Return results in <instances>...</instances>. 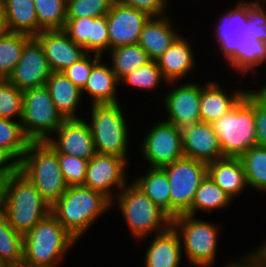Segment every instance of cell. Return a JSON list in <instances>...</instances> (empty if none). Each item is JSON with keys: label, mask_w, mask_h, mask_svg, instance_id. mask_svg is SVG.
<instances>
[{"label": "cell", "mask_w": 266, "mask_h": 267, "mask_svg": "<svg viewBox=\"0 0 266 267\" xmlns=\"http://www.w3.org/2000/svg\"><path fill=\"white\" fill-rule=\"evenodd\" d=\"M119 3L133 7L139 11L145 12L150 17L165 15L167 9V0H116Z\"/></svg>", "instance_id": "obj_44"}, {"label": "cell", "mask_w": 266, "mask_h": 267, "mask_svg": "<svg viewBox=\"0 0 266 267\" xmlns=\"http://www.w3.org/2000/svg\"><path fill=\"white\" fill-rule=\"evenodd\" d=\"M249 188L266 192V147L255 145L239 157Z\"/></svg>", "instance_id": "obj_34"}, {"label": "cell", "mask_w": 266, "mask_h": 267, "mask_svg": "<svg viewBox=\"0 0 266 267\" xmlns=\"http://www.w3.org/2000/svg\"><path fill=\"white\" fill-rule=\"evenodd\" d=\"M23 112V91L7 79H0V118L20 121Z\"/></svg>", "instance_id": "obj_39"}, {"label": "cell", "mask_w": 266, "mask_h": 267, "mask_svg": "<svg viewBox=\"0 0 266 267\" xmlns=\"http://www.w3.org/2000/svg\"><path fill=\"white\" fill-rule=\"evenodd\" d=\"M254 118L257 145L266 147V98L259 91H254Z\"/></svg>", "instance_id": "obj_43"}, {"label": "cell", "mask_w": 266, "mask_h": 267, "mask_svg": "<svg viewBox=\"0 0 266 267\" xmlns=\"http://www.w3.org/2000/svg\"><path fill=\"white\" fill-rule=\"evenodd\" d=\"M127 162L123 157L96 153L88 162L84 186L103 193L111 200L113 206V190L118 188L119 192V189L127 184Z\"/></svg>", "instance_id": "obj_13"}, {"label": "cell", "mask_w": 266, "mask_h": 267, "mask_svg": "<svg viewBox=\"0 0 266 267\" xmlns=\"http://www.w3.org/2000/svg\"><path fill=\"white\" fill-rule=\"evenodd\" d=\"M150 16L115 1L106 15L110 50L139 42L140 34Z\"/></svg>", "instance_id": "obj_15"}, {"label": "cell", "mask_w": 266, "mask_h": 267, "mask_svg": "<svg viewBox=\"0 0 266 267\" xmlns=\"http://www.w3.org/2000/svg\"><path fill=\"white\" fill-rule=\"evenodd\" d=\"M165 94L163 102L167 112L166 122L174 124L179 129H184L201 121L200 97L201 85L196 82L181 83Z\"/></svg>", "instance_id": "obj_16"}, {"label": "cell", "mask_w": 266, "mask_h": 267, "mask_svg": "<svg viewBox=\"0 0 266 267\" xmlns=\"http://www.w3.org/2000/svg\"><path fill=\"white\" fill-rule=\"evenodd\" d=\"M30 38L29 35L13 31H7L0 36V79L9 78Z\"/></svg>", "instance_id": "obj_32"}, {"label": "cell", "mask_w": 266, "mask_h": 267, "mask_svg": "<svg viewBox=\"0 0 266 267\" xmlns=\"http://www.w3.org/2000/svg\"><path fill=\"white\" fill-rule=\"evenodd\" d=\"M257 249L250 251V253L256 258V260L263 266L266 267V242L261 244Z\"/></svg>", "instance_id": "obj_47"}, {"label": "cell", "mask_w": 266, "mask_h": 267, "mask_svg": "<svg viewBox=\"0 0 266 267\" xmlns=\"http://www.w3.org/2000/svg\"><path fill=\"white\" fill-rule=\"evenodd\" d=\"M8 263L0 259V267H8Z\"/></svg>", "instance_id": "obj_52"}, {"label": "cell", "mask_w": 266, "mask_h": 267, "mask_svg": "<svg viewBox=\"0 0 266 267\" xmlns=\"http://www.w3.org/2000/svg\"><path fill=\"white\" fill-rule=\"evenodd\" d=\"M109 53L112 56V71L119 81L150 61L147 52L138 43L111 49Z\"/></svg>", "instance_id": "obj_33"}, {"label": "cell", "mask_w": 266, "mask_h": 267, "mask_svg": "<svg viewBox=\"0 0 266 267\" xmlns=\"http://www.w3.org/2000/svg\"><path fill=\"white\" fill-rule=\"evenodd\" d=\"M211 125L218 136L224 157H240L257 145L254 90H248L234 108Z\"/></svg>", "instance_id": "obj_5"}, {"label": "cell", "mask_w": 266, "mask_h": 267, "mask_svg": "<svg viewBox=\"0 0 266 267\" xmlns=\"http://www.w3.org/2000/svg\"><path fill=\"white\" fill-rule=\"evenodd\" d=\"M165 81L166 84H175L177 82H167L158 67L157 61L150 60L145 65L133 70L131 73L125 75L120 83L126 82L129 86L146 91H152L158 87L160 81Z\"/></svg>", "instance_id": "obj_38"}, {"label": "cell", "mask_w": 266, "mask_h": 267, "mask_svg": "<svg viewBox=\"0 0 266 267\" xmlns=\"http://www.w3.org/2000/svg\"><path fill=\"white\" fill-rule=\"evenodd\" d=\"M91 105L89 126L96 153L115 155L128 161L129 127L120 104Z\"/></svg>", "instance_id": "obj_7"}, {"label": "cell", "mask_w": 266, "mask_h": 267, "mask_svg": "<svg viewBox=\"0 0 266 267\" xmlns=\"http://www.w3.org/2000/svg\"><path fill=\"white\" fill-rule=\"evenodd\" d=\"M8 31L5 19V12L2 2H0V36Z\"/></svg>", "instance_id": "obj_48"}, {"label": "cell", "mask_w": 266, "mask_h": 267, "mask_svg": "<svg viewBox=\"0 0 266 267\" xmlns=\"http://www.w3.org/2000/svg\"><path fill=\"white\" fill-rule=\"evenodd\" d=\"M77 242L50 213L24 235L23 263L32 267H55Z\"/></svg>", "instance_id": "obj_3"}, {"label": "cell", "mask_w": 266, "mask_h": 267, "mask_svg": "<svg viewBox=\"0 0 266 267\" xmlns=\"http://www.w3.org/2000/svg\"><path fill=\"white\" fill-rule=\"evenodd\" d=\"M120 81L108 64L101 63V59L92 67L86 85L82 89L83 93L90 95L91 104H114L119 103L116 97V90Z\"/></svg>", "instance_id": "obj_27"}, {"label": "cell", "mask_w": 266, "mask_h": 267, "mask_svg": "<svg viewBox=\"0 0 266 267\" xmlns=\"http://www.w3.org/2000/svg\"><path fill=\"white\" fill-rule=\"evenodd\" d=\"M171 17H150L140 34L138 44L147 52L150 60H157L180 35L175 32Z\"/></svg>", "instance_id": "obj_21"}, {"label": "cell", "mask_w": 266, "mask_h": 267, "mask_svg": "<svg viewBox=\"0 0 266 267\" xmlns=\"http://www.w3.org/2000/svg\"><path fill=\"white\" fill-rule=\"evenodd\" d=\"M242 261H231L227 263L226 267H263L257 260L256 258L251 254L248 253L245 255V257L241 258Z\"/></svg>", "instance_id": "obj_46"}, {"label": "cell", "mask_w": 266, "mask_h": 267, "mask_svg": "<svg viewBox=\"0 0 266 267\" xmlns=\"http://www.w3.org/2000/svg\"><path fill=\"white\" fill-rule=\"evenodd\" d=\"M116 0H66V19L106 16Z\"/></svg>", "instance_id": "obj_40"}, {"label": "cell", "mask_w": 266, "mask_h": 267, "mask_svg": "<svg viewBox=\"0 0 266 267\" xmlns=\"http://www.w3.org/2000/svg\"><path fill=\"white\" fill-rule=\"evenodd\" d=\"M145 251V267H179L182 258V245L178 233L170 226L156 234Z\"/></svg>", "instance_id": "obj_22"}, {"label": "cell", "mask_w": 266, "mask_h": 267, "mask_svg": "<svg viewBox=\"0 0 266 267\" xmlns=\"http://www.w3.org/2000/svg\"><path fill=\"white\" fill-rule=\"evenodd\" d=\"M255 0L252 2H236V6L230 11L225 12L223 17L219 18V23L215 28L216 41L219 44V50L227 62L236 54L239 48L250 42L248 25L249 15L258 7L263 6Z\"/></svg>", "instance_id": "obj_11"}, {"label": "cell", "mask_w": 266, "mask_h": 267, "mask_svg": "<svg viewBox=\"0 0 266 267\" xmlns=\"http://www.w3.org/2000/svg\"><path fill=\"white\" fill-rule=\"evenodd\" d=\"M8 31L23 33L31 37L42 30L38 26L33 0H2Z\"/></svg>", "instance_id": "obj_28"}, {"label": "cell", "mask_w": 266, "mask_h": 267, "mask_svg": "<svg viewBox=\"0 0 266 267\" xmlns=\"http://www.w3.org/2000/svg\"><path fill=\"white\" fill-rule=\"evenodd\" d=\"M171 226L178 233L191 265L210 267L214 264L219 240L217 225L192 215L181 214L171 219Z\"/></svg>", "instance_id": "obj_8"}, {"label": "cell", "mask_w": 266, "mask_h": 267, "mask_svg": "<svg viewBox=\"0 0 266 267\" xmlns=\"http://www.w3.org/2000/svg\"><path fill=\"white\" fill-rule=\"evenodd\" d=\"M64 120L46 86L23 91V112L20 122L31 142H45L53 137L52 134Z\"/></svg>", "instance_id": "obj_9"}, {"label": "cell", "mask_w": 266, "mask_h": 267, "mask_svg": "<svg viewBox=\"0 0 266 267\" xmlns=\"http://www.w3.org/2000/svg\"><path fill=\"white\" fill-rule=\"evenodd\" d=\"M11 166L0 156V177H5V173Z\"/></svg>", "instance_id": "obj_50"}, {"label": "cell", "mask_w": 266, "mask_h": 267, "mask_svg": "<svg viewBox=\"0 0 266 267\" xmlns=\"http://www.w3.org/2000/svg\"><path fill=\"white\" fill-rule=\"evenodd\" d=\"M51 213V206L33 183L16 166L5 173L3 215L9 224L25 235Z\"/></svg>", "instance_id": "obj_1"}, {"label": "cell", "mask_w": 266, "mask_h": 267, "mask_svg": "<svg viewBox=\"0 0 266 267\" xmlns=\"http://www.w3.org/2000/svg\"><path fill=\"white\" fill-rule=\"evenodd\" d=\"M205 85L201 87L199 108L201 121L206 123H212L228 113L248 92L239 90L229 96L216 81L207 82Z\"/></svg>", "instance_id": "obj_24"}, {"label": "cell", "mask_w": 266, "mask_h": 267, "mask_svg": "<svg viewBox=\"0 0 266 267\" xmlns=\"http://www.w3.org/2000/svg\"><path fill=\"white\" fill-rule=\"evenodd\" d=\"M208 175L233 200L248 186L239 157H223L209 163Z\"/></svg>", "instance_id": "obj_26"}, {"label": "cell", "mask_w": 266, "mask_h": 267, "mask_svg": "<svg viewBox=\"0 0 266 267\" xmlns=\"http://www.w3.org/2000/svg\"><path fill=\"white\" fill-rule=\"evenodd\" d=\"M266 64V43L250 36V42L239 48L236 54L229 60L228 64L232 69L243 73L254 71L261 64Z\"/></svg>", "instance_id": "obj_36"}, {"label": "cell", "mask_w": 266, "mask_h": 267, "mask_svg": "<svg viewBox=\"0 0 266 267\" xmlns=\"http://www.w3.org/2000/svg\"><path fill=\"white\" fill-rule=\"evenodd\" d=\"M148 130L140 150L149 168H162L184 157L181 129L161 121Z\"/></svg>", "instance_id": "obj_12"}, {"label": "cell", "mask_w": 266, "mask_h": 267, "mask_svg": "<svg viewBox=\"0 0 266 267\" xmlns=\"http://www.w3.org/2000/svg\"><path fill=\"white\" fill-rule=\"evenodd\" d=\"M55 138L47 140L57 154H65L90 160L95 156L94 140L89 123L81 119H65L54 132Z\"/></svg>", "instance_id": "obj_17"}, {"label": "cell", "mask_w": 266, "mask_h": 267, "mask_svg": "<svg viewBox=\"0 0 266 267\" xmlns=\"http://www.w3.org/2000/svg\"><path fill=\"white\" fill-rule=\"evenodd\" d=\"M248 25L251 36L266 43V11L264 6H258L249 15Z\"/></svg>", "instance_id": "obj_45"}, {"label": "cell", "mask_w": 266, "mask_h": 267, "mask_svg": "<svg viewBox=\"0 0 266 267\" xmlns=\"http://www.w3.org/2000/svg\"><path fill=\"white\" fill-rule=\"evenodd\" d=\"M51 73L40 42L35 37H31L25 43L19 63L7 80L19 90L24 91L46 86Z\"/></svg>", "instance_id": "obj_14"}, {"label": "cell", "mask_w": 266, "mask_h": 267, "mask_svg": "<svg viewBox=\"0 0 266 267\" xmlns=\"http://www.w3.org/2000/svg\"><path fill=\"white\" fill-rule=\"evenodd\" d=\"M115 201L137 240L153 231L162 233L171 226V218L134 183L126 184L119 193L116 191Z\"/></svg>", "instance_id": "obj_6"}, {"label": "cell", "mask_w": 266, "mask_h": 267, "mask_svg": "<svg viewBox=\"0 0 266 267\" xmlns=\"http://www.w3.org/2000/svg\"><path fill=\"white\" fill-rule=\"evenodd\" d=\"M143 176L133 183L170 217V185L166 173L161 168H150Z\"/></svg>", "instance_id": "obj_30"}, {"label": "cell", "mask_w": 266, "mask_h": 267, "mask_svg": "<svg viewBox=\"0 0 266 267\" xmlns=\"http://www.w3.org/2000/svg\"><path fill=\"white\" fill-rule=\"evenodd\" d=\"M24 235L17 232L2 214L0 216V259L8 264L23 262Z\"/></svg>", "instance_id": "obj_35"}, {"label": "cell", "mask_w": 266, "mask_h": 267, "mask_svg": "<svg viewBox=\"0 0 266 267\" xmlns=\"http://www.w3.org/2000/svg\"><path fill=\"white\" fill-rule=\"evenodd\" d=\"M51 99L64 119H80L77 109L81 104L82 90L62 72H52L46 82Z\"/></svg>", "instance_id": "obj_25"}, {"label": "cell", "mask_w": 266, "mask_h": 267, "mask_svg": "<svg viewBox=\"0 0 266 267\" xmlns=\"http://www.w3.org/2000/svg\"><path fill=\"white\" fill-rule=\"evenodd\" d=\"M52 206L67 190L57 152L45 142H30L16 166Z\"/></svg>", "instance_id": "obj_4"}, {"label": "cell", "mask_w": 266, "mask_h": 267, "mask_svg": "<svg viewBox=\"0 0 266 267\" xmlns=\"http://www.w3.org/2000/svg\"><path fill=\"white\" fill-rule=\"evenodd\" d=\"M60 169L68 186L84 185L89 160L58 154Z\"/></svg>", "instance_id": "obj_41"}, {"label": "cell", "mask_w": 266, "mask_h": 267, "mask_svg": "<svg viewBox=\"0 0 266 267\" xmlns=\"http://www.w3.org/2000/svg\"><path fill=\"white\" fill-rule=\"evenodd\" d=\"M31 141L20 121L0 118V156L11 166H17Z\"/></svg>", "instance_id": "obj_29"}, {"label": "cell", "mask_w": 266, "mask_h": 267, "mask_svg": "<svg viewBox=\"0 0 266 267\" xmlns=\"http://www.w3.org/2000/svg\"><path fill=\"white\" fill-rule=\"evenodd\" d=\"M62 30L87 53L103 56L110 51L106 16L66 19Z\"/></svg>", "instance_id": "obj_18"}, {"label": "cell", "mask_w": 266, "mask_h": 267, "mask_svg": "<svg viewBox=\"0 0 266 267\" xmlns=\"http://www.w3.org/2000/svg\"><path fill=\"white\" fill-rule=\"evenodd\" d=\"M4 189H5V177H0V216L3 214Z\"/></svg>", "instance_id": "obj_49"}, {"label": "cell", "mask_w": 266, "mask_h": 267, "mask_svg": "<svg viewBox=\"0 0 266 267\" xmlns=\"http://www.w3.org/2000/svg\"><path fill=\"white\" fill-rule=\"evenodd\" d=\"M161 169L170 185V218L186 214L198 187L208 174V164L184 156Z\"/></svg>", "instance_id": "obj_10"}, {"label": "cell", "mask_w": 266, "mask_h": 267, "mask_svg": "<svg viewBox=\"0 0 266 267\" xmlns=\"http://www.w3.org/2000/svg\"><path fill=\"white\" fill-rule=\"evenodd\" d=\"M259 92L266 98V88H260Z\"/></svg>", "instance_id": "obj_53"}, {"label": "cell", "mask_w": 266, "mask_h": 267, "mask_svg": "<svg viewBox=\"0 0 266 267\" xmlns=\"http://www.w3.org/2000/svg\"><path fill=\"white\" fill-rule=\"evenodd\" d=\"M35 38L40 42L52 72H62L87 52L63 30H43Z\"/></svg>", "instance_id": "obj_19"}, {"label": "cell", "mask_w": 266, "mask_h": 267, "mask_svg": "<svg viewBox=\"0 0 266 267\" xmlns=\"http://www.w3.org/2000/svg\"><path fill=\"white\" fill-rule=\"evenodd\" d=\"M110 207L111 200L103 193L84 185H74L68 186L51 206V213L78 241Z\"/></svg>", "instance_id": "obj_2"}, {"label": "cell", "mask_w": 266, "mask_h": 267, "mask_svg": "<svg viewBox=\"0 0 266 267\" xmlns=\"http://www.w3.org/2000/svg\"><path fill=\"white\" fill-rule=\"evenodd\" d=\"M181 131L185 157L207 164L224 157L211 123L199 121Z\"/></svg>", "instance_id": "obj_20"}, {"label": "cell", "mask_w": 266, "mask_h": 267, "mask_svg": "<svg viewBox=\"0 0 266 267\" xmlns=\"http://www.w3.org/2000/svg\"><path fill=\"white\" fill-rule=\"evenodd\" d=\"M233 199L223 191L207 174L198 187L190 210L186 213L195 216L197 211L211 213L214 209H223L231 204Z\"/></svg>", "instance_id": "obj_31"}, {"label": "cell", "mask_w": 266, "mask_h": 267, "mask_svg": "<svg viewBox=\"0 0 266 267\" xmlns=\"http://www.w3.org/2000/svg\"><path fill=\"white\" fill-rule=\"evenodd\" d=\"M37 22L43 30H62L66 22V0H33Z\"/></svg>", "instance_id": "obj_37"}, {"label": "cell", "mask_w": 266, "mask_h": 267, "mask_svg": "<svg viewBox=\"0 0 266 267\" xmlns=\"http://www.w3.org/2000/svg\"><path fill=\"white\" fill-rule=\"evenodd\" d=\"M189 41L179 35L156 61L167 82H178L195 66V58Z\"/></svg>", "instance_id": "obj_23"}, {"label": "cell", "mask_w": 266, "mask_h": 267, "mask_svg": "<svg viewBox=\"0 0 266 267\" xmlns=\"http://www.w3.org/2000/svg\"><path fill=\"white\" fill-rule=\"evenodd\" d=\"M101 58H102L101 55L94 54L92 59L90 53H87L78 62L73 63L71 66L62 71V73L67 78H69L74 85H76L82 90L87 83L92 67Z\"/></svg>", "instance_id": "obj_42"}, {"label": "cell", "mask_w": 266, "mask_h": 267, "mask_svg": "<svg viewBox=\"0 0 266 267\" xmlns=\"http://www.w3.org/2000/svg\"><path fill=\"white\" fill-rule=\"evenodd\" d=\"M8 267H32V266H29L25 263H19V264H9Z\"/></svg>", "instance_id": "obj_51"}]
</instances>
